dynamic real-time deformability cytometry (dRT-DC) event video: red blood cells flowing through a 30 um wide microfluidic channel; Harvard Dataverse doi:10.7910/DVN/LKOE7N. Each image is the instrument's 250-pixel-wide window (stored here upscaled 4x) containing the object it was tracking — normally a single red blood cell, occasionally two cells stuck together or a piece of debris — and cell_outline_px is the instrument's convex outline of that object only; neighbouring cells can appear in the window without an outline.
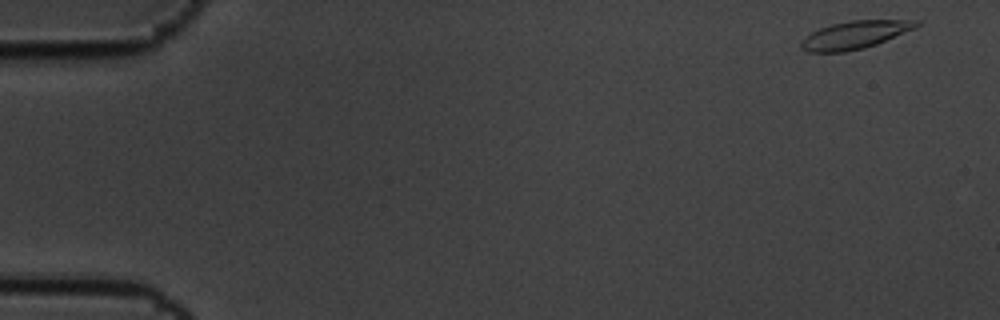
{"species": "common noctule bat (a hibernating species)", "species_latin": "Nyctalus noctula", "temperature_condition": "cold", "stored_images_in_passage": 6, "camera_frame_rate_fps": 3000, "um_per_image_px": 0.085, "animal": {"sex": "male", "body_mass_g": 19.5, "forearm_length_mm": 54.6}, "frame": {"image": 1, "passage_image": 1, "time_ms": 0.0, "image_size_px": [1000, 320], "cell_outline_px": [[920, 24], [916, 28], [876, 44], [864, 48], [844, 52], [808, 52], [800, 48], [800, 44], [804, 36], [820, 28], [832, 24], [852, 20], [920, 20]], "centroid_in_image_um": [72.65, 2.96], "position_along_channel_um": 12.3, "area_um2": 18.67}}
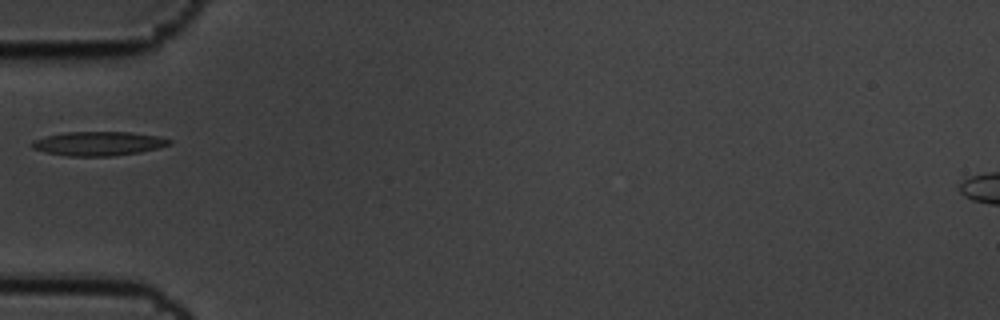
{"frame": {"image": 2, "passage_image": 6, "time_ms": 1.667, "image_size_px": [1000, 320], "cell_outline_px": [[172, 144], [160, 148], [140, 152], [112, 156], [68, 156], [44, 152], [32, 148], [28, 144], [32, 140], [44, 136], [64, 132], [128, 132], [156, 136], [172, 140]], "centroid_in_image_um": [8.32, 12.2], "position_along_channel_um": 76.7, "area_um2": 19.48}}